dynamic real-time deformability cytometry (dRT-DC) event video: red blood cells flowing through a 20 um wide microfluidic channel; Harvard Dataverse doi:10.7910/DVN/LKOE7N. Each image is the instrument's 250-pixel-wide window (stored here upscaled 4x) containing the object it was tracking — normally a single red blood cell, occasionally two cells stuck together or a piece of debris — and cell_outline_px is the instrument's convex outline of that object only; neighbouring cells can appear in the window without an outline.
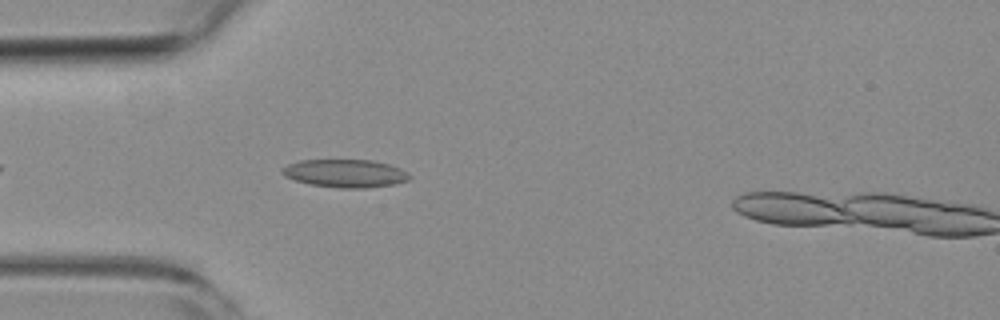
{"species": "common noctule bat (a hibernating species)", "species_latin": "Nyctalus noctula", "temperature_condition": "room temperature", "stored_images_in_passage": 6, "camera_frame_rate_fps": 3000, "um_per_image_px": 0.085, "animal": {"sex": "female", "body_mass_g": 19.3, "forearm_length_mm": 54.1}, "frame": {"image": 1, "passage_image": 5, "time_ms": 1.333, "image_size_px": [1000, 320], "cell_outline_px": [[412, 176], [408, 180], [396, 184], [364, 188], [340, 188], [312, 184], [296, 180], [284, 176], [280, 172], [280, 168], [288, 164], [300, 160], [372, 160], [388, 164], [400, 168]], "centroid_in_image_um": [29.34, 14.73], "position_along_channel_um": 55.7, "area_um2": 20.75}}